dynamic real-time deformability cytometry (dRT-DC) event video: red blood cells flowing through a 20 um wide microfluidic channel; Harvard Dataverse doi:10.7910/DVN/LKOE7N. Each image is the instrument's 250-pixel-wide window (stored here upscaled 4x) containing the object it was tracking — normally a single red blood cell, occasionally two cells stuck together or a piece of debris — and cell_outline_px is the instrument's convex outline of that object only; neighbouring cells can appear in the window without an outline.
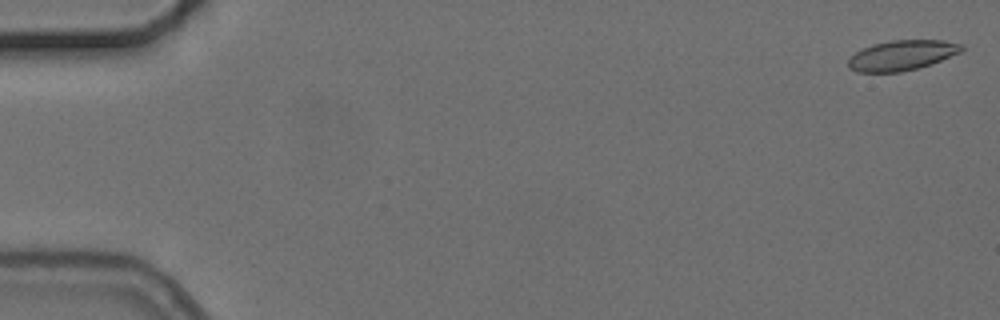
{"species": "common noctule bat (a hibernating species)", "species_latin": "Nyctalus noctula", "temperature_condition": "cold", "stored_images_in_passage": 5, "camera_frame_rate_fps": 3000, "um_per_image_px": 0.085, "animal": {"sex": "female", "body_mass_g": 24.6, "forearm_length_mm": 56.2}, "frame": {"image": 1, "passage_image": 1, "time_ms": 0.0, "image_size_px": [1000, 320], "cell_outline_px": [[964, 48], [960, 52], [932, 64], [900, 72], [856, 72], [848, 68], [848, 60], [856, 52], [872, 44], [892, 40], [944, 40], [964, 44]], "centroid_in_image_um": [76.67, 4.7], "position_along_channel_um": 8.3, "area_um2": 19.88}}
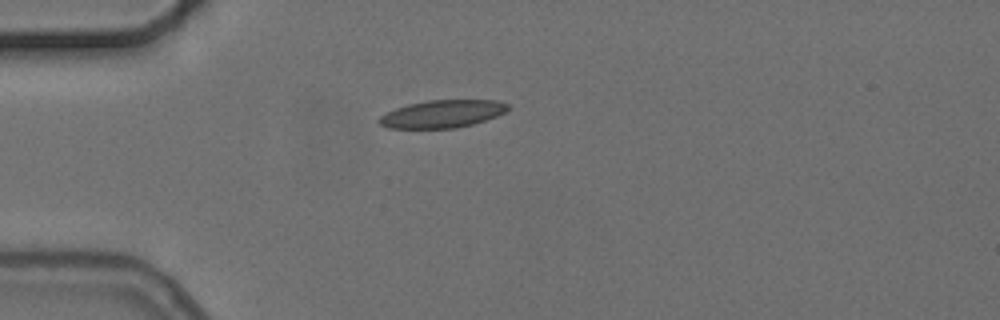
{"frame": {"image": 2, "passage_image": 5, "time_ms": 4.667, "image_size_px": [1000, 320], "cell_outline_px": [[512, 108], [496, 116], [472, 124], [456, 128], [388, 128], [380, 124], [376, 120], [380, 116], [396, 108], [408, 104], [428, 100], [496, 100], [512, 104]], "centroid_in_image_um": [37.63, 9.67], "position_along_channel_um": 47.4, "area_um2": 20.81}}